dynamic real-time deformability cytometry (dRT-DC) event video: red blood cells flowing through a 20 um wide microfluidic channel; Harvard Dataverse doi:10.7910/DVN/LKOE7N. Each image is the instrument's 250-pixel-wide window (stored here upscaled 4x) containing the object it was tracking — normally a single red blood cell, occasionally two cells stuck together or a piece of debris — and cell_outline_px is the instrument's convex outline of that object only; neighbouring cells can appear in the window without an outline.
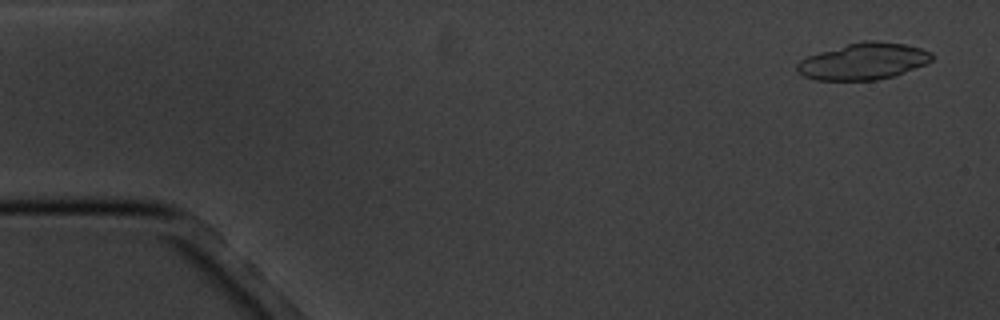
{"species": "common noctule bat (a hibernating species)", "species_latin": "Nyctalus noctula", "temperature_condition": "cold", "stored_images_in_passage": 6, "camera_frame_rate_fps": 3000, "um_per_image_px": 0.085, "animal": {"sex": "male", "body_mass_g": 20.1, "forearm_length_mm": 53.5}, "frame": {"image": 1, "passage_image": 1, "time_ms": 0.0, "image_size_px": [1000, 320], "cell_outline_px": [[932, 60], [924, 64], [896, 76], [876, 80], [816, 80], [804, 76], [796, 72], [796, 64], [800, 60], [808, 56], [820, 52], [848, 44], [864, 40], [876, 40], [904, 44], [920, 48], [932, 52]], "centroid_in_image_um": [73.38, 5.22], "position_along_channel_um": 11.6, "area_um2": 28.73}}